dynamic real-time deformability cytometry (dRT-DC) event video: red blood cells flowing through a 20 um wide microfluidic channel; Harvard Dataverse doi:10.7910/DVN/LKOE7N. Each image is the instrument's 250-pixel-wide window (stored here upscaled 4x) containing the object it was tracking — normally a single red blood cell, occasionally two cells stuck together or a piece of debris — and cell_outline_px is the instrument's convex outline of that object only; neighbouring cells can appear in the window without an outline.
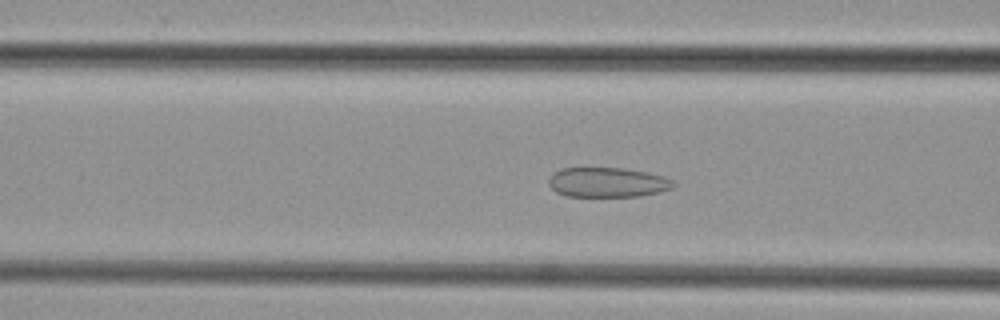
{"species": "common noctule bat (a hibernating species)", "species_latin": "Nyctalus noctula", "temperature_condition": "cold", "stored_images_in_passage": 44, "camera_frame_rate_fps": 3000, "um_per_image_px": 0.085, "animal": {"sex": "female", "body_mass_g": 29.2, "forearm_length_mm": 56.3}, "frame": {"image": 1, "passage_image": 17, "time_ms": 5.333, "image_size_px": [1000, 320], "cell_outline_px": [[676, 184], [672, 188], [660, 192], [640, 196], [564, 196], [556, 192], [548, 184], [548, 180], [552, 172], [560, 168], [624, 168], [648, 172], [664, 176], [672, 180]], "centroid_in_image_um": [51.62, 15.49], "position_along_channel_um": 115.0, "area_um2": 21.85}}
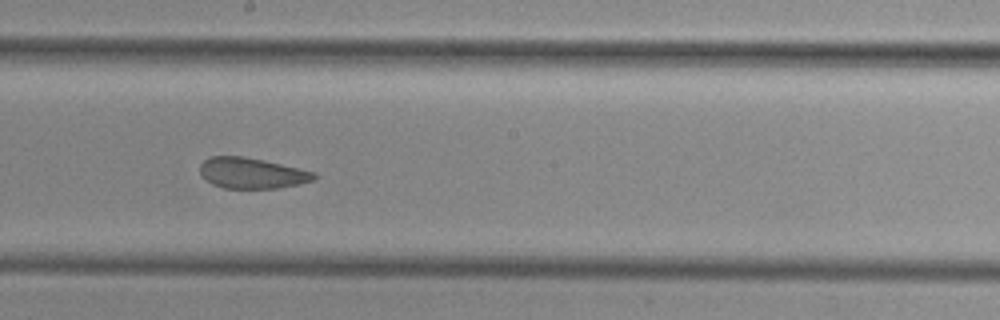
{"frame": {"image": 2, "passage_image": 25, "time_ms": 8.0, "image_size_px": [1000, 320], "cell_outline_px": [[316, 180], [276, 188], [224, 188], [212, 184], [200, 176], [200, 164], [204, 160], [212, 156], [240, 156], [264, 160], [300, 168], [316, 172]], "centroid_in_image_um": [21.39, 14.71], "position_along_channel_um": 226.8, "area_um2": 20.46}}
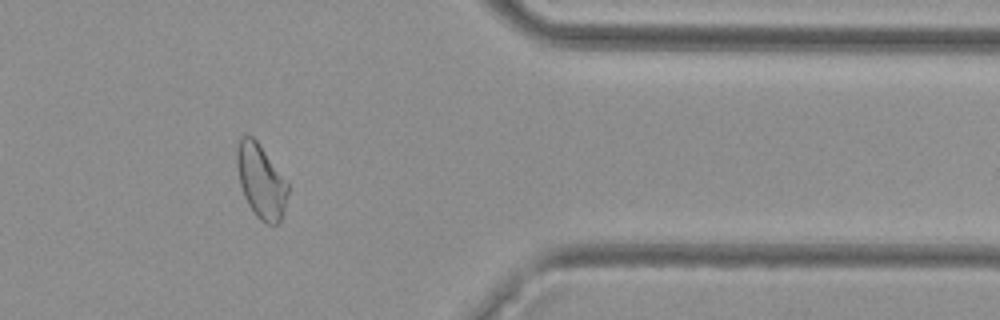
{"frame": {"image": 3, "passage_image": 38, "time_ms": 12.333, "image_size_px": [1000, 320], "cell_outline_px": [[288, 192], [284, 212], [280, 224], [268, 224], [260, 220], [256, 216], [248, 204], [244, 196], [240, 184], [236, 164], [236, 148], [240, 136], [244, 132], [252, 136], [256, 140], [288, 180]], "centroid_in_image_um": [22.19, 15.37], "position_along_channel_um": 389.2, "area_um2": 22.43}}